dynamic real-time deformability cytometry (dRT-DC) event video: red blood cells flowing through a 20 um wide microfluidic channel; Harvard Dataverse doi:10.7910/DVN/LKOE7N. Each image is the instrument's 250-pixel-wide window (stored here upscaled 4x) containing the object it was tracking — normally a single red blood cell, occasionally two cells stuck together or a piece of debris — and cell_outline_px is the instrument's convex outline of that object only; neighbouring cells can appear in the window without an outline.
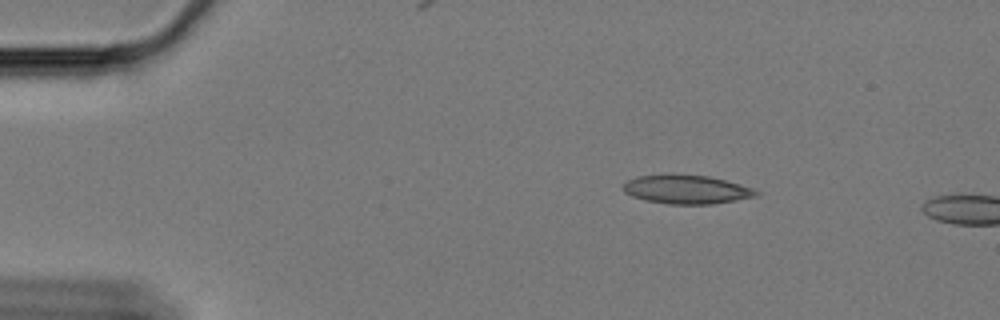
{"species": "Egyptian fruit bat (a non-hibernating species)", "species_latin": "Rousettus aegyptiacus", "temperature_condition": "cold", "stored_images_in_passage": 45, "camera_frame_rate_fps": 3000, "um_per_image_px": 0.085, "animal": {"sex": "female"}, "frame": {"image": 1, "passage_image": 1, "time_ms": 0.0, "image_size_px": [1000, 320], "cell_outline_px": [[760, 192], [756, 196], [736, 200], [712, 204], [668, 204], [644, 200], [632, 196], [624, 192], [624, 184], [628, 180], [640, 176], [708, 176], [740, 184], [752, 188]], "centroid_in_image_um": [58.38, 16.14], "position_along_channel_um": 26.6, "area_um2": 21.62}}
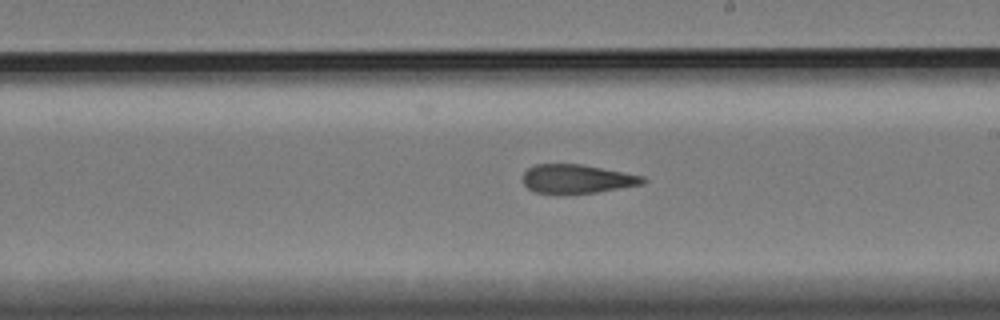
{"frame": {"image": 2, "passage_image": 26, "time_ms": 8.333, "image_size_px": [1000, 320], "cell_outline_px": [[648, 180], [640, 184], [596, 192], [536, 192], [528, 188], [524, 184], [524, 172], [528, 168], [536, 164], [580, 164], [644, 176]], "centroid_in_image_um": [49.04, 15.18], "position_along_channel_um": 240.0, "area_um2": 19.48}}
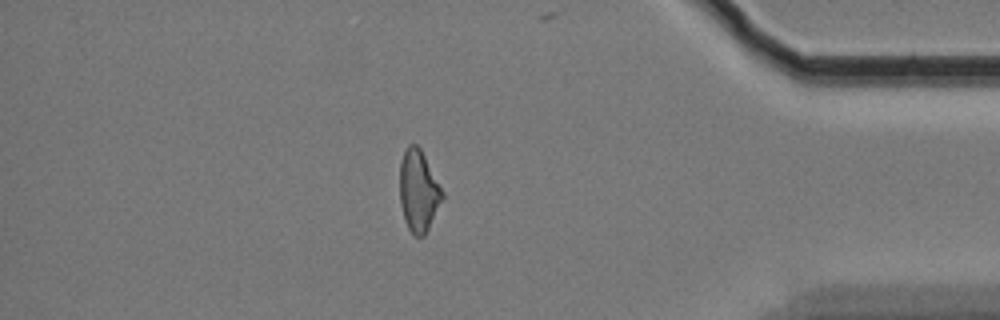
{"frame": {"image": 3, "passage_image": 43, "time_ms": 14.0, "image_size_px": [1000, 320], "cell_outline_px": [[444, 200], [424, 236], [416, 236], [408, 228], [400, 204], [400, 164], [404, 152], [408, 144], [416, 144], [420, 148], [444, 192]], "centroid_in_image_um": [35.59, 16.23], "position_along_channel_um": 399.6, "area_um2": 20.17}}